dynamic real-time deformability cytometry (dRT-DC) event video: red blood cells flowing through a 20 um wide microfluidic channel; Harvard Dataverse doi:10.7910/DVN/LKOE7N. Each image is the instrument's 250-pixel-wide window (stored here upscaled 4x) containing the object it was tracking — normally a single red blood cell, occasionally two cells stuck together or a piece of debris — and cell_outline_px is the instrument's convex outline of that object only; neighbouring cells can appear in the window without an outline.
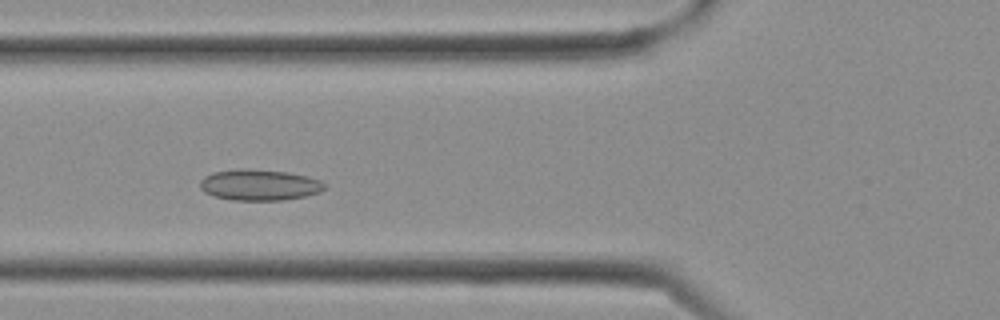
{"species": "Egyptian fruit bat (a non-hibernating species)", "species_latin": "Rousettus aegyptiacus", "temperature_condition": "cold", "stored_images_in_passage": 27, "camera_frame_rate_fps": 3000, "um_per_image_px": 0.085, "frame": {"image": 1, "passage_image": 8, "time_ms": 2.333, "image_size_px": [1000, 320], "cell_outline_px": [[324, 188], [320, 192], [304, 196], [284, 200], [232, 200], [212, 196], [204, 192], [200, 188], [200, 180], [204, 176], [212, 172], [244, 168], [248, 168], [288, 172], [308, 176], [320, 180], [324, 184]], "centroid_in_image_um": [22.01, 15.71], "position_along_channel_um": 103.8, "area_um2": 22.66}}
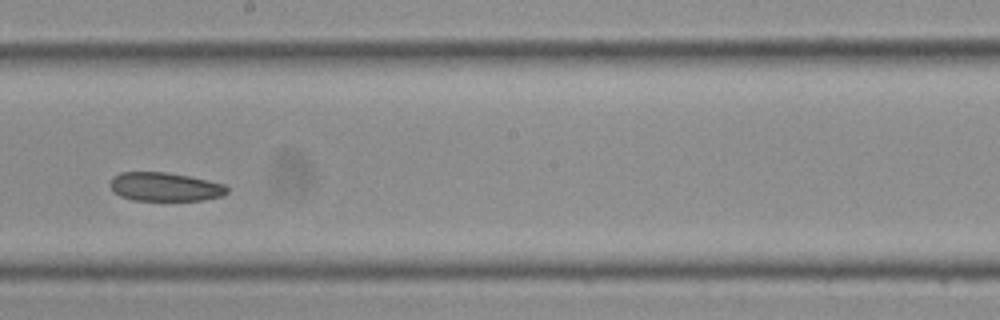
{"frame": {"image": 2, "passage_image": 14, "time_ms": 4.333, "image_size_px": [1000, 320], "cell_outline_px": [[228, 192], [220, 196], [204, 200], [136, 200], [120, 196], [108, 184], [112, 176], [120, 172], [168, 172], [208, 180], [224, 184], [228, 188]], "centroid_in_image_um": [14.0, 15.87], "position_along_channel_um": 234.2, "area_um2": 19.54}}
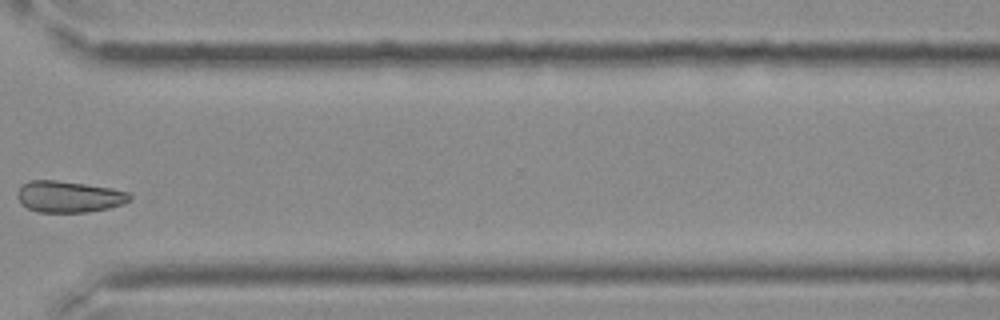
{"frame": {"image": 3, "passage_image": 20, "time_ms": 6.333, "image_size_px": [1000, 320], "cell_outline_px": [[132, 200], [124, 204], [108, 208], [88, 212], [36, 212], [20, 204], [16, 196], [16, 192], [20, 184], [28, 180], [56, 180], [112, 188], [128, 192], [132, 196]], "centroid_in_image_um": [5.82, 16.71], "position_along_channel_um": 364.8, "area_um2": 20.92}}